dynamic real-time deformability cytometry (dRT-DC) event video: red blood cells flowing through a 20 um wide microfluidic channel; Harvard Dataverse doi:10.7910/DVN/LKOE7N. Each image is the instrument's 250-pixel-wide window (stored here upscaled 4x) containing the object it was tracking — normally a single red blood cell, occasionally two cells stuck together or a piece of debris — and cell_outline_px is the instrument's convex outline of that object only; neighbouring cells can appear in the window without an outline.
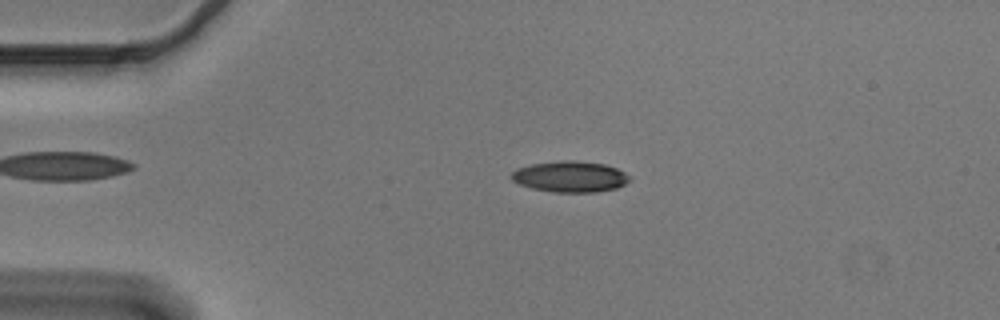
{"species": "Egyptian fruit bat (a non-hibernating species)", "species_latin": "Rousettus aegyptiacus", "temperature_condition": "cold", "stored_images_in_passage": 13, "camera_frame_rate_fps": 3000, "um_per_image_px": 0.085, "animal": {"sex": "male"}, "frame": {"image": 1, "passage_image": 4, "time_ms": 1.0, "image_size_px": [1000, 320], "cell_outline_px": [[632, 180], [616, 188], [596, 192], [552, 192], [532, 188], [520, 184], [512, 180], [508, 176], [516, 168], [532, 164], [564, 160], [576, 160], [604, 164], [616, 168], [632, 176]], "centroid_in_image_um": [48.47, 15.01], "position_along_channel_um": 36.5, "area_um2": 21.5}}